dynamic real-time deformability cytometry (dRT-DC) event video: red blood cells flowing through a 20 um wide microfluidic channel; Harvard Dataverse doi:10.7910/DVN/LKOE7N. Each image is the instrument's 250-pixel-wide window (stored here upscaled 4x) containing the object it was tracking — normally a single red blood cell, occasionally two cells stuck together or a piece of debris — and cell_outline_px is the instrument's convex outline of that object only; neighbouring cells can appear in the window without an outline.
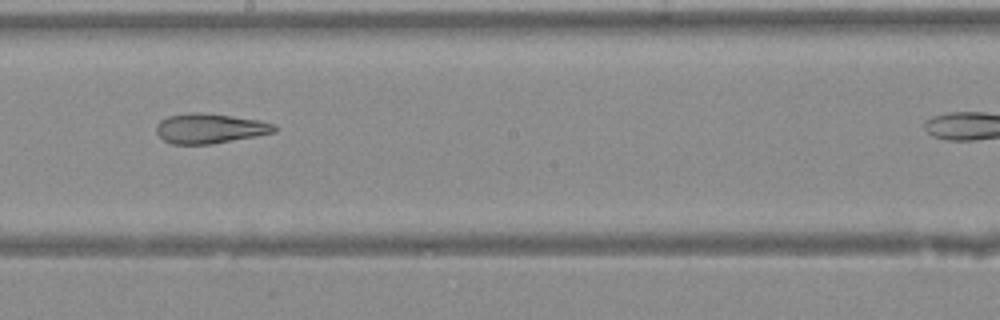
{"species": "Egyptian fruit bat (a non-hibernating species)", "species_latin": "Rousettus aegyptiacus", "temperature_condition": "warm", "stored_images_in_passage": 19, "camera_frame_rate_fps": 3000, "um_per_image_px": 0.085, "animal": {"sex": "female"}, "frame": {"image": 1, "passage_image": 11, "time_ms": 3.333, "image_size_px": [1000, 320], "cell_outline_px": [[276, 132], [256, 136], [212, 144], [172, 144], [164, 140], [156, 132], [156, 124], [160, 120], [168, 116], [228, 116], [256, 120], [276, 124]], "centroid_in_image_um": [17.86, 10.98], "position_along_channel_um": 230.3, "area_um2": 19.42}}
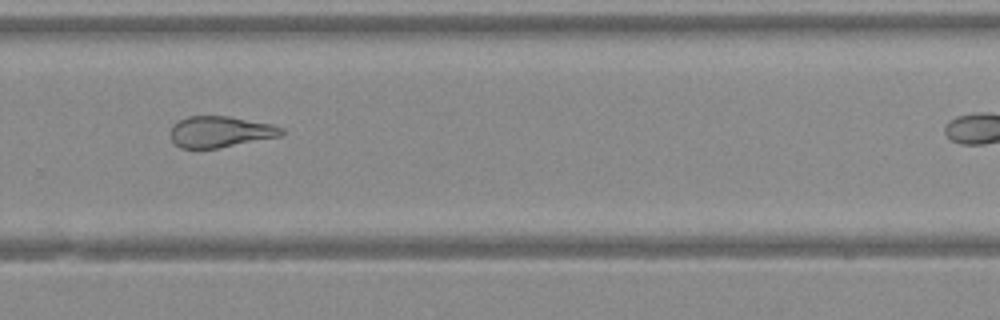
{"frame": {"image": 2, "passage_image": 16, "time_ms": 5.0, "image_size_px": [1000, 320], "cell_outline_px": [[284, 132], [280, 136], [216, 148], [180, 148], [172, 140], [172, 124], [188, 116], [228, 116], [272, 124], [284, 128]], "centroid_in_image_um": [18.73, 11.19], "position_along_channel_um": 311.1, "area_um2": 19.88}}